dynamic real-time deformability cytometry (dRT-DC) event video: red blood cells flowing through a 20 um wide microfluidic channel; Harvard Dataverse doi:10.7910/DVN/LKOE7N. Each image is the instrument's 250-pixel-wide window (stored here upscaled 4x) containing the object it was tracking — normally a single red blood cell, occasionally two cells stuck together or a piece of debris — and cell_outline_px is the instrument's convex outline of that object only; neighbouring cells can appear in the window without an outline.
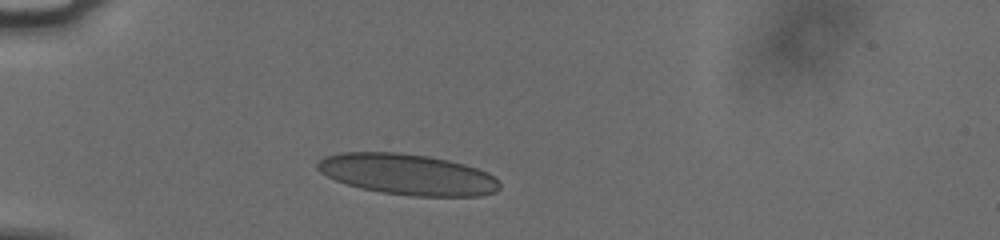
{"species": "human", "species_latin": "Homo sapiens", "temperature_condition": "cold", "stored_images_in_passage": 37, "camera_frame_rate_fps": 3000, "um_per_image_px": 0.085, "donor": {"sex": "male"}, "frame": {"image": 1, "passage_image": 6, "time_ms": 1.667, "image_size_px": [1000, 240], "cell_outline_px": [[500, 188], [496, 192], [480, 196], [412, 196], [380, 192], [360, 188], [336, 180], [320, 172], [316, 168], [316, 164], [324, 156], [340, 152], [396, 152], [428, 156], [448, 160], [464, 164], [488, 172], [500, 184]], "centroid_in_image_um": [34.63, 14.82], "position_along_channel_um": 50.4, "area_um2": 43.41}}
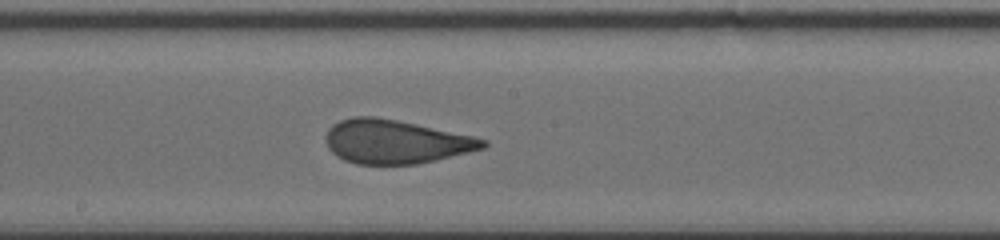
{"frame": {"image": 2, "passage_image": 21, "time_ms": 6.667, "image_size_px": [1000, 240], "cell_outline_px": [[488, 144], [484, 148], [436, 160], [416, 164], [356, 164], [344, 160], [336, 156], [328, 148], [324, 140], [328, 128], [332, 124], [340, 120], [352, 116], [376, 116], [416, 124], [472, 136], [488, 140]], "centroid_in_image_um": [33.57, 12.04], "position_along_channel_um": 214.6, "area_um2": 40.11}}
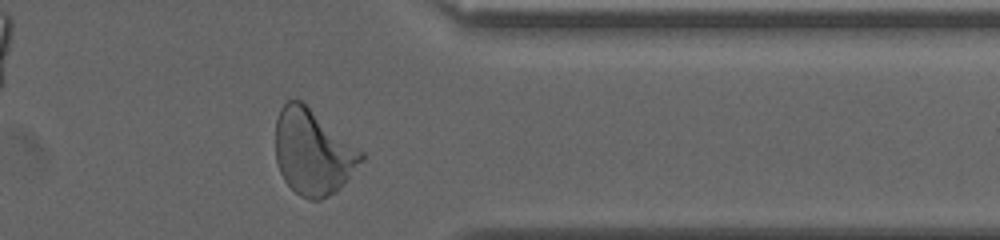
{"frame": {"image": 3, "passage_image": 35, "time_ms": 11.333, "image_size_px": [1000, 240], "cell_outline_px": [[364, 160], [344, 184], [336, 192], [320, 200], [308, 200], [300, 196], [284, 180], [280, 172], [276, 160], [276, 120], [280, 108], [288, 100], [300, 100], [364, 152]], "centroid_in_image_um": [26.6, 12.95], "position_along_channel_um": 384.8, "area_um2": 42.54}, "authors_computed_cell_mechanics": {"area_um2": 40.5178, "velocity_mm_per_s": 3.7694, "shape_relaxation_time_tau1_ms": 5.6849, "shape_relaxation_time_tau2_ms": 0.7429, "deformation_change_tau1": 0.1721, "deformation_change_tau2": 0.0694}}